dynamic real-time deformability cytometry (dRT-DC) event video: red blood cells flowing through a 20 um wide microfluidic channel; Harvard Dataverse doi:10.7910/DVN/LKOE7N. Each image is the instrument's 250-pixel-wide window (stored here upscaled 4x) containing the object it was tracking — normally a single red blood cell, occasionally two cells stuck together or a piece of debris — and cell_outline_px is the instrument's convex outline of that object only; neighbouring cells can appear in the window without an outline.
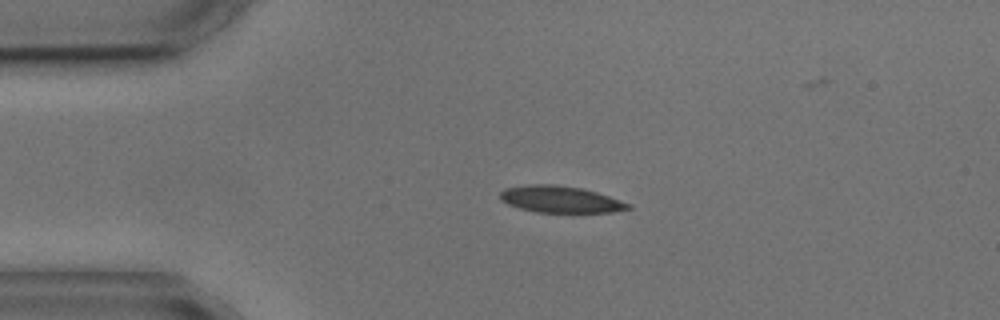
{"species": "common noctule bat (a hibernating species)", "species_latin": "Nyctalus noctula", "temperature_condition": "cold", "stored_images_in_passage": 2, "camera_frame_rate_fps": 3000, "um_per_image_px": 0.085, "animal": {"sex": "male", "body_mass_g": 17.9, "forearm_length_mm": 54.2}, "frame": {"image": 1, "passage_image": 1, "time_ms": 0.0, "image_size_px": [1000, 320], "cell_outline_px": [[632, 208], [612, 212], [536, 212], [520, 208], [508, 204], [500, 200], [500, 192], [504, 188], [528, 184], [556, 184], [584, 188], [632, 204]], "centroid_in_image_um": [47.62, 16.93], "position_along_channel_um": 37.4, "area_um2": 20.0}}